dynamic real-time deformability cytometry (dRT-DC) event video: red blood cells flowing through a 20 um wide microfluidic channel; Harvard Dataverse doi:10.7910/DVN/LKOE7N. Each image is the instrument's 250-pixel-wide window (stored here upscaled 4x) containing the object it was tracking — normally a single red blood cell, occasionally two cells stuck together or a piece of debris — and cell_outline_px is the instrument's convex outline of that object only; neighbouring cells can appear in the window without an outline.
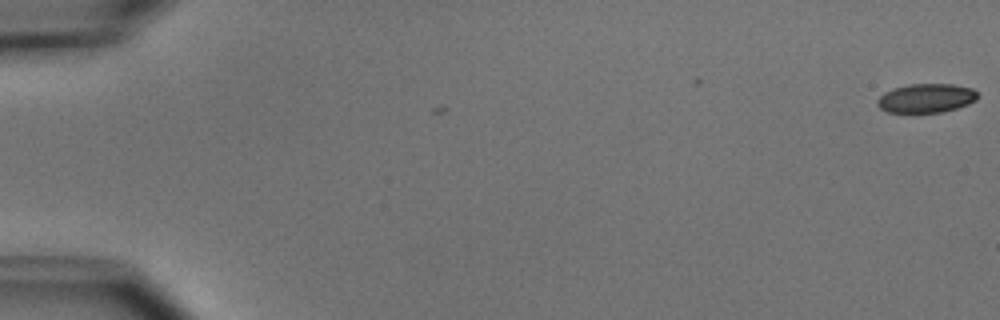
{"species": "common noctule bat (a hibernating species)", "species_latin": "Nyctalus noctula", "temperature_condition": "cold", "stored_images_in_passage": 2, "camera_frame_rate_fps": 3000, "um_per_image_px": 0.085, "animal": {"sex": "male", "body_mass_g": 15.6}, "frame": {"image": 1, "passage_image": 2, "time_ms": 0.333, "image_size_px": [1000, 320], "cell_outline_px": [[976, 100], [968, 104], [956, 108], [940, 112], [912, 116], [888, 112], [880, 108], [876, 104], [876, 100], [884, 92], [892, 88], [908, 84], [952, 84], [972, 88], [976, 92]], "centroid_in_image_um": [78.64, 8.39], "position_along_channel_um": 6.4, "area_um2": 17.63}}